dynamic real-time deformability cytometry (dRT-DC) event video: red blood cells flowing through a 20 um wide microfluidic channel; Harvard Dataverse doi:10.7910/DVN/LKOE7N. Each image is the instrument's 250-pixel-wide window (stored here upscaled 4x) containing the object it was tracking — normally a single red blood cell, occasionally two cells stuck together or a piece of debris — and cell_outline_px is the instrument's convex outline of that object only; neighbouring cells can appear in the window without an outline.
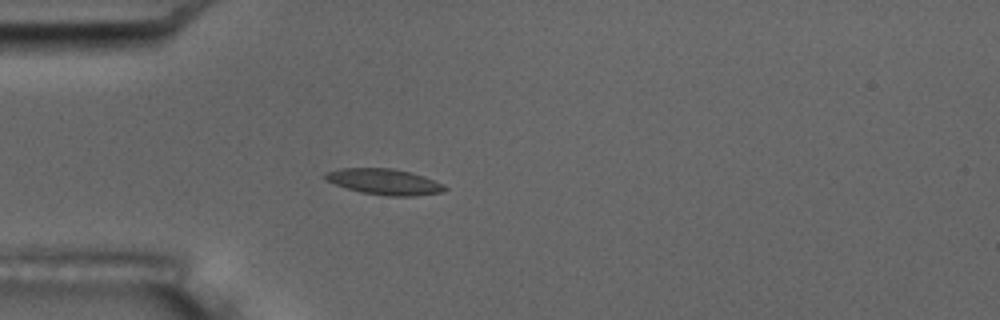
{"species": "common noctule bat (a hibernating species)", "species_latin": "Nyctalus noctula", "temperature_condition": "room temperature", "stored_images_in_passage": 4, "camera_frame_rate_fps": 3000, "um_per_image_px": 0.085, "animal": {"sex": "male", "body_mass_g": 17.5, "forearm_length_mm": 52.3}, "frame": {"image": 1, "passage_image": 4, "time_ms": 3.333, "image_size_px": [1000, 320], "cell_outline_px": [[448, 188], [444, 192], [412, 196], [388, 196], [360, 192], [324, 180], [320, 176], [324, 172], [340, 168], [392, 168], [412, 172], [424, 176], [444, 184]], "centroid_in_image_um": [32.65, 15.44], "position_along_channel_um": 52.4, "area_um2": 18.26}}